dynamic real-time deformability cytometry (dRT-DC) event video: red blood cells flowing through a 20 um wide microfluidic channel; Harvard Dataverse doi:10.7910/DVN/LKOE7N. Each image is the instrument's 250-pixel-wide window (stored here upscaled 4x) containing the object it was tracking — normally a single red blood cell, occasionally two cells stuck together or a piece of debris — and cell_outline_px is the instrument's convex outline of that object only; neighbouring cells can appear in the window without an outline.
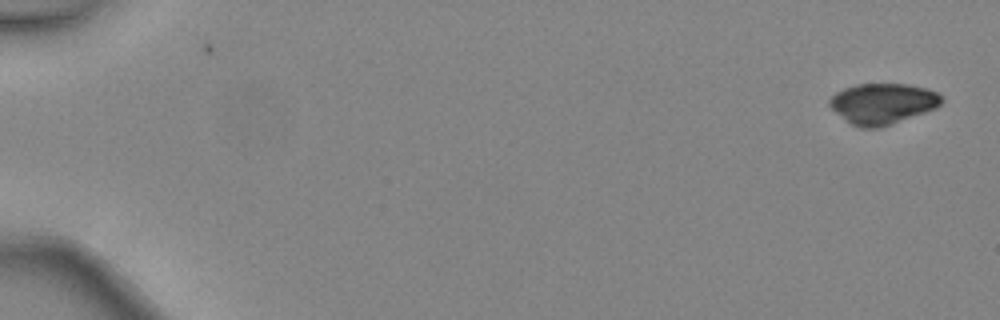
{"species": "common noctule bat (a hibernating species)", "species_latin": "Nyctalus noctula", "temperature_condition": "warm", "stored_images_in_passage": 13, "camera_frame_rate_fps": 3000, "um_per_image_px": 0.085, "animal": {"sex": "female", "body_mass_g": 24.6, "forearm_length_mm": 56.2}, "frame": {"image": 1, "passage_image": 1, "time_ms": 0.0, "image_size_px": [1000, 320], "cell_outline_px": [[944, 100], [936, 108], [880, 128], [860, 128], [852, 124], [836, 112], [828, 104], [828, 100], [836, 92], [844, 88], [856, 84], [908, 84], [924, 88], [936, 92]], "centroid_in_image_um": [75.01, 8.8], "position_along_channel_um": 10.0, "area_um2": 26.36}}
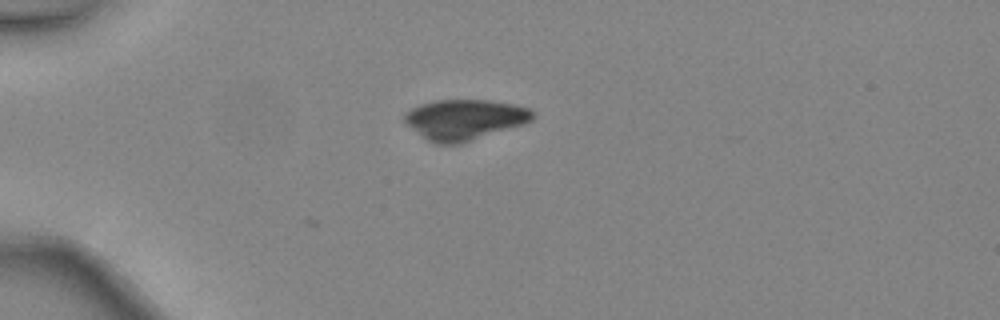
{"frame": {"image": 2, "passage_image": 13, "time_ms": 4.0, "image_size_px": [1000, 320], "cell_outline_px": [[536, 116], [532, 120], [524, 124], [460, 144], [436, 144], [428, 140], [408, 124], [404, 120], [404, 116], [412, 108], [420, 104], [436, 100], [488, 100], [516, 104], [532, 108]], "centroid_in_image_um": [39.56, 10.15], "position_along_channel_um": 45.4, "area_um2": 30.11}}